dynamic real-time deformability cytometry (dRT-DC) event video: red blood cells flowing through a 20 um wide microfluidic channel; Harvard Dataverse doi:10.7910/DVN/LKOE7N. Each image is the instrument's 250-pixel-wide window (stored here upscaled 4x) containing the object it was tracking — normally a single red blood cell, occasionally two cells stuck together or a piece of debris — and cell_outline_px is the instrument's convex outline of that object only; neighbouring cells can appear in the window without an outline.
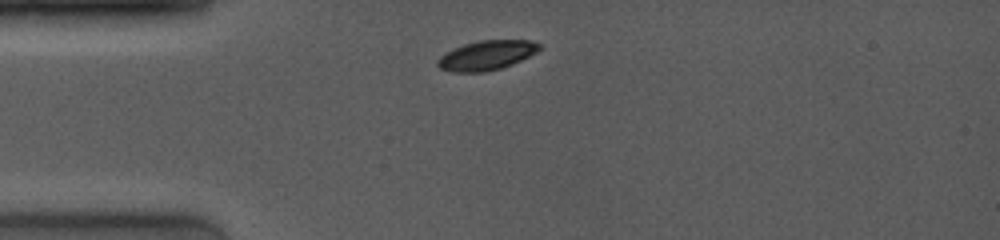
{"species": "common noctule bat (a hibernating species)", "species_latin": "Nyctalus noctula", "temperature_condition": "room temperature", "stored_images_in_passage": 15, "camera_frame_rate_fps": 4000, "um_per_image_px": 0.085, "animal": {"sex": "female", "body_mass_g": 19.0, "forearm_length_mm": 53.3}, "frame": {"image": 1, "passage_image": 1, "time_ms": 0.0, "image_size_px": [1000, 240], "cell_outline_px": [[544, 44], [536, 52], [512, 64], [500, 68], [484, 72], [452, 72], [440, 68], [436, 64], [436, 60], [444, 52], [452, 48], [464, 44], [480, 40], [532, 40]], "centroid_in_image_um": [41.34, 4.69], "position_along_channel_um": 43.7, "area_um2": 17.63}}
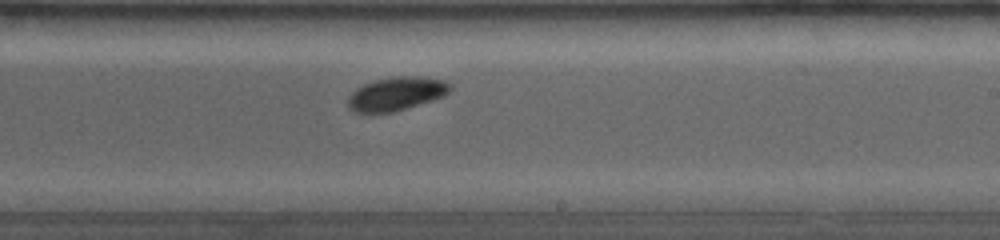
{"frame": {"image": 2, "passage_image": 13, "time_ms": 5.75, "image_size_px": [1000, 240], "cell_outline_px": [[452, 88], [444, 96], [432, 100], [392, 112], [352, 112], [348, 108], [348, 96], [356, 88], [364, 84], [376, 80], [392, 76], [412, 76], [444, 80], [452, 84]], "centroid_in_image_um": [33.68, 7.96], "position_along_channel_um": 255.3, "area_um2": 19.83}}
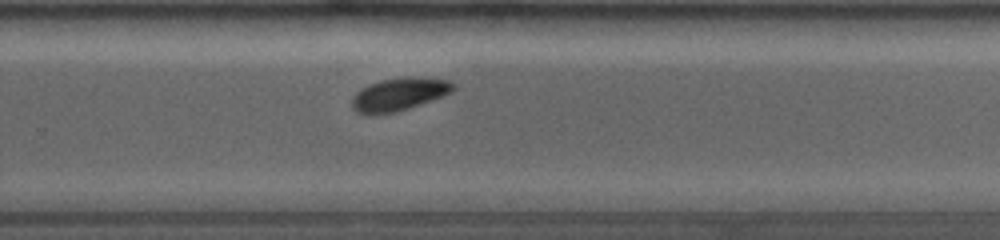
{"frame": {"image": 3, "passage_image": 15, "time_ms": 6.75, "image_size_px": [1000, 240], "cell_outline_px": [[456, 88], [440, 96], [408, 108], [396, 112], [376, 116], [368, 116], [356, 112], [352, 108], [352, 96], [360, 88], [368, 84], [380, 80], [408, 76], [420, 76], [452, 80], [456, 84]], "centroid_in_image_um": [33.87, 8.01], "position_along_channel_um": 295.9, "area_um2": 19.83}}